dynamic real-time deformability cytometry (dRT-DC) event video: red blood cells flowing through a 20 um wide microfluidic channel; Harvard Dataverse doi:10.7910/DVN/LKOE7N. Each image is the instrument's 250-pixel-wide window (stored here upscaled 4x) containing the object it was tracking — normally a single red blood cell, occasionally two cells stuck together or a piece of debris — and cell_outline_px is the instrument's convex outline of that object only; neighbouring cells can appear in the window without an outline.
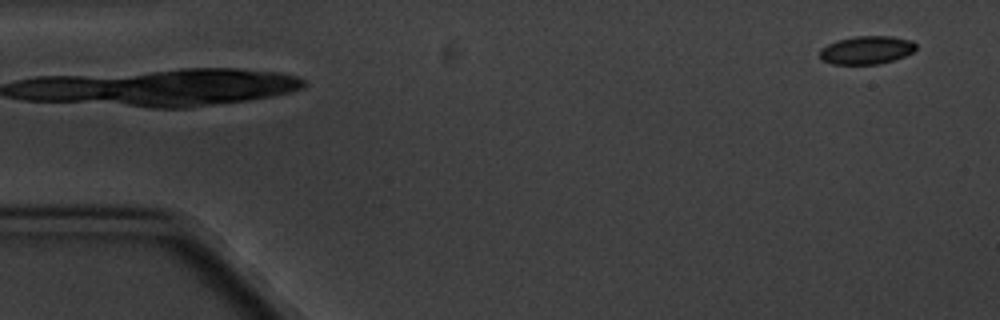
{"species": "common noctule bat (a hibernating species)", "species_latin": "Nyctalus noctula", "temperature_condition": "cold", "stored_images_in_passage": 2, "camera_frame_rate_fps": 3000, "um_per_image_px": 0.085, "animal": {"sex": "male", "body_mass_g": 20.1, "forearm_length_mm": 53.5}, "frame": {"image": 1, "passage_image": 2, "time_ms": 1.333, "image_size_px": [1000, 320], "cell_outline_px": [[916, 48], [912, 52], [904, 56], [880, 64], [832, 64], [820, 60], [820, 48], [836, 40], [856, 36], [892, 36], [912, 40], [916, 44]], "centroid_in_image_um": [73.64, 4.25], "position_along_channel_um": 11.4, "area_um2": 15.9}}